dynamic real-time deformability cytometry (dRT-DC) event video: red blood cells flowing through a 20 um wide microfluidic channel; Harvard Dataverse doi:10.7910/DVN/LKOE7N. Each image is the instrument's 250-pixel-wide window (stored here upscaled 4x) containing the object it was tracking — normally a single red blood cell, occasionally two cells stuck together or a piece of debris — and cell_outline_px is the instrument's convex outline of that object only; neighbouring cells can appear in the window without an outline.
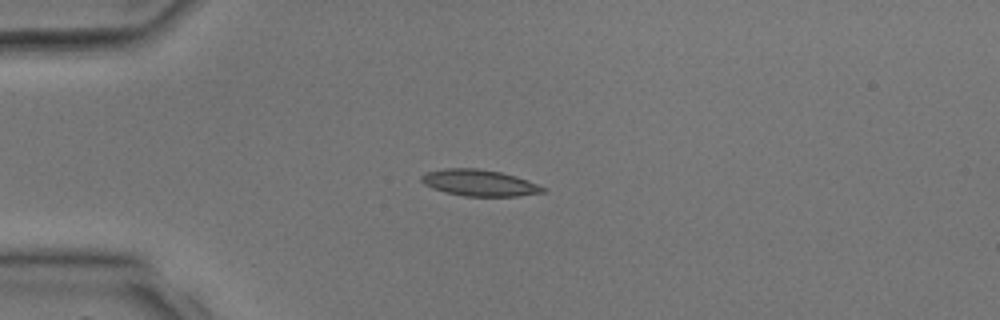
{"species": "common noctule bat (a hibernating species)", "species_latin": "Nyctalus noctula", "temperature_condition": "room temperature", "stored_images_in_passage": 2, "camera_frame_rate_fps": 3000, "um_per_image_px": 0.085, "animal": {"sex": "male", "body_mass_g": 17.9, "forearm_length_mm": 54.2}, "frame": {"image": 1, "passage_image": 2, "time_ms": 1.333, "image_size_px": [1000, 320], "cell_outline_px": [[548, 188], [544, 192], [516, 196], [464, 196], [444, 192], [432, 188], [424, 184], [420, 180], [420, 176], [424, 172], [444, 168], [480, 168], [500, 172], [516, 176], [528, 180]], "centroid_in_image_um": [40.72, 15.53], "position_along_channel_um": 44.3, "area_um2": 18.9}}